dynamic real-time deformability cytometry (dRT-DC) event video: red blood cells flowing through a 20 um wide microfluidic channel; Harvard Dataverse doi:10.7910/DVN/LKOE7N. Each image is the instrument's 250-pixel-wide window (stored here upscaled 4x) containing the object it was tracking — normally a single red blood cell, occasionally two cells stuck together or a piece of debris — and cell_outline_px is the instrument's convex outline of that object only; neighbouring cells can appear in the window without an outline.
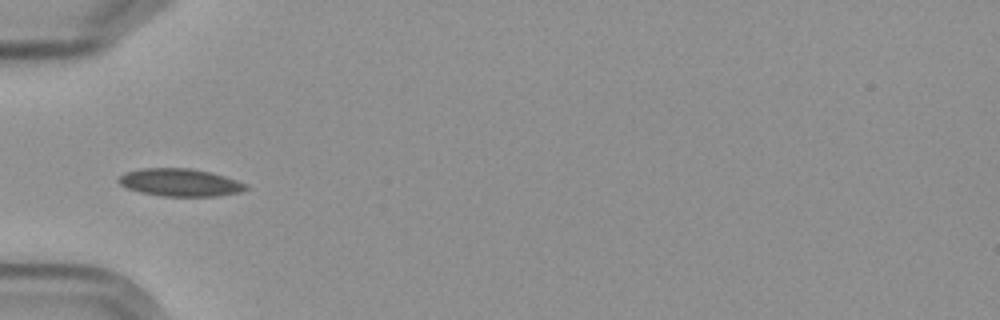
{"species": "Egyptian fruit bat (a non-hibernating species)", "species_latin": "Rousettus aegyptiacus", "temperature_condition": "cold", "stored_images_in_passage": 9, "camera_frame_rate_fps": 3000, "um_per_image_px": 0.085, "frame": {"image": 1, "passage_image": 4, "time_ms": 3.667, "image_size_px": [1000, 320], "cell_outline_px": [[248, 188], [240, 192], [216, 196], [164, 196], [140, 192], [128, 188], [120, 184], [116, 180], [124, 172], [140, 168], [192, 168], [212, 172], [248, 184]], "centroid_in_image_um": [15.3, 15.5], "position_along_channel_um": 69.7, "area_um2": 20.58}}
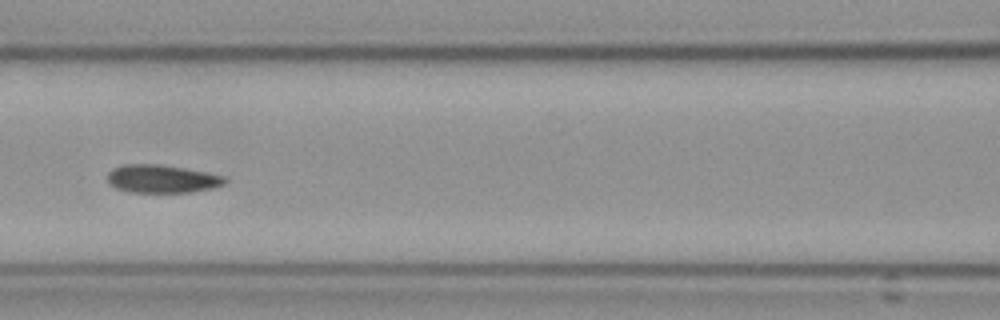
{"frame": {"image": 2, "passage_image": 6, "time_ms": 6.0, "image_size_px": [1000, 320], "cell_outline_px": [[228, 180], [224, 184], [212, 188], [192, 192], [128, 192], [116, 188], [108, 184], [108, 172], [112, 168], [124, 164], [160, 164], [184, 168], [224, 176]], "centroid_in_image_um": [13.73, 15.2], "position_along_channel_um": 152.9, "area_um2": 19.25}}